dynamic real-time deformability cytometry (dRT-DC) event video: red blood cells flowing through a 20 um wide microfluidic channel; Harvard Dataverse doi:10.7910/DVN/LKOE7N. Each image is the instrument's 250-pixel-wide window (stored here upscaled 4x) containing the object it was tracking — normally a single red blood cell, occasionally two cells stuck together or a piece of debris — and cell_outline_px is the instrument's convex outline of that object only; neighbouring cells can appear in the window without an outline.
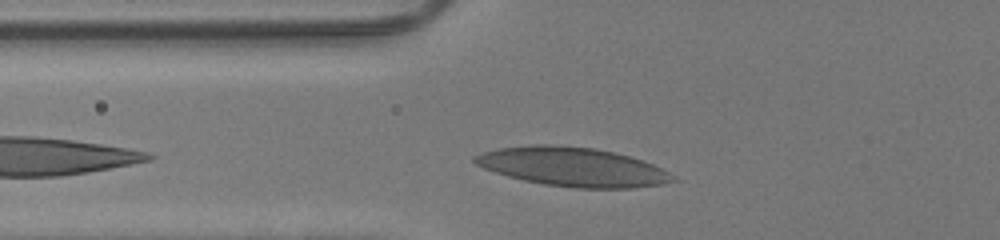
{"species": "human", "species_latin": "Homo sapiens", "temperature_condition": "room temperature", "stored_images_in_passage": 27, "camera_frame_rate_fps": 3000, "um_per_image_px": 0.085, "donor": {"sex": "male"}, "frame": {"image": 1, "passage_image": 3, "time_ms": 0.667, "image_size_px": [1000, 240], "cell_outline_px": [[676, 180], [660, 184], [632, 188], [576, 188], [544, 184], [524, 180], [508, 176], [484, 168], [476, 164], [472, 160], [472, 156], [484, 152], [500, 148], [532, 144], [552, 144], [592, 148], [612, 152], [628, 156], [652, 164], [668, 172]], "centroid_in_image_um": [48.62, 14.18], "position_along_channel_um": 77.2, "area_um2": 44.45}}
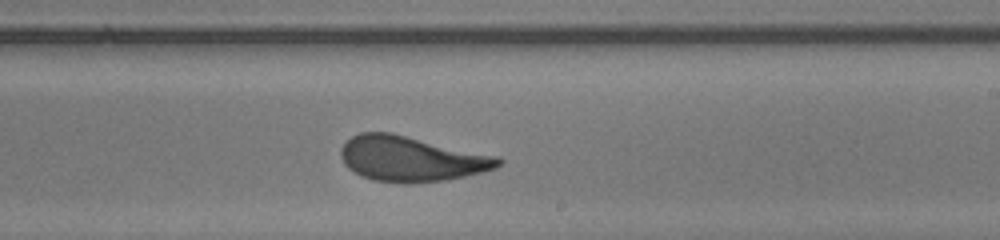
{"frame": {"image": 2, "passage_image": 16, "time_ms": 5.0, "image_size_px": [1000, 240], "cell_outline_px": [[504, 160], [500, 164], [492, 168], [480, 172], [448, 180], [372, 180], [360, 176], [348, 168], [344, 164], [340, 156], [340, 148], [352, 136], [360, 132], [392, 132], [500, 156]], "centroid_in_image_um": [34.94, 13.44], "position_along_channel_um": 254.1, "area_um2": 40.81}}
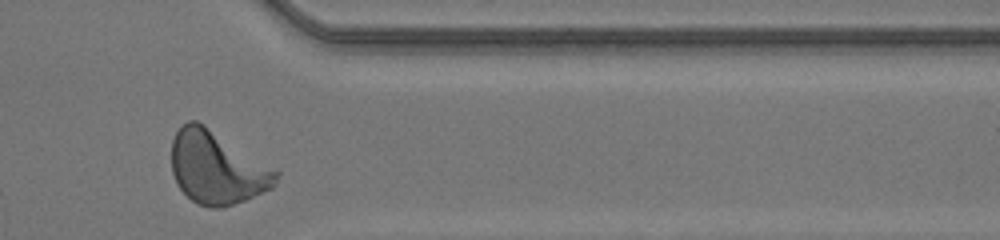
{"frame": {"image": 3, "passage_image": 26, "time_ms": 8.333, "image_size_px": [1000, 240], "cell_outline_px": [[280, 172], [276, 184], [272, 188], [244, 200], [220, 208], [208, 208], [196, 204], [176, 184], [172, 172], [172, 140], [176, 132], [188, 120], [196, 120], [204, 124]], "centroid_in_image_um": [18.43, 14.26], "position_along_channel_um": 393.0, "area_um2": 44.1}, "authors_computed_cell_mechanics": {"area_um2": 41.1536, "velocity_mm_per_s": 4.2253, "shape_relaxation_time_tau1_ms": 5.052, "shape_relaxation_time_tau2_ms": null, "deformation_change_tau1": 0.1945, "deformation_change_tau2": null}}